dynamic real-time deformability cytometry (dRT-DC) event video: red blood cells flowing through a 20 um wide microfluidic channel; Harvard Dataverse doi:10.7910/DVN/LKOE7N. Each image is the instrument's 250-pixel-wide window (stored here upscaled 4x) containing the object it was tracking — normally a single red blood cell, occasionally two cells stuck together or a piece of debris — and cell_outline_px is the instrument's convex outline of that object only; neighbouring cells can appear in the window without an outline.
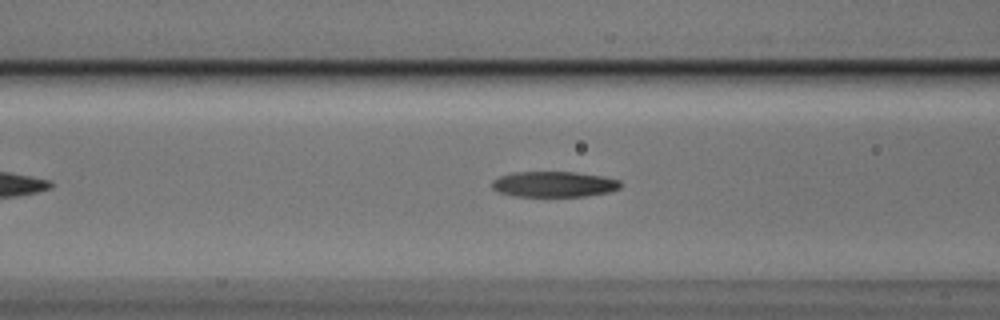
{"species": "Egyptian fruit bat (a non-hibernating species)", "species_latin": "Rousettus aegyptiacus", "temperature_condition": "cold", "stored_images_in_passage": 42, "camera_frame_rate_fps": 3000, "um_per_image_px": 0.085, "animal": {"sex": "male"}, "frame": {"image": 1, "passage_image": 12, "time_ms": 3.667, "image_size_px": [1000, 320], "cell_outline_px": [[624, 184], [620, 188], [608, 192], [584, 196], [512, 196], [496, 192], [492, 188], [492, 180], [500, 176], [516, 172], [576, 172], [604, 176], [620, 180]], "centroid_in_image_um": [47.1, 15.66], "position_along_channel_um": 119.5, "area_um2": 19.36}}
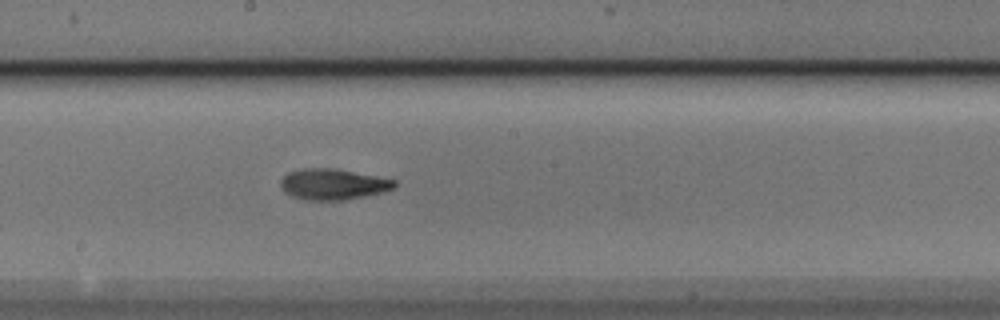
{"frame": {"image": 2, "passage_image": 20, "time_ms": 6.333, "image_size_px": [1000, 320], "cell_outline_px": [[396, 184], [392, 188], [380, 192], [364, 196], [344, 200], [304, 200], [292, 196], [284, 192], [280, 184], [280, 180], [288, 172], [304, 168], [332, 168], [396, 180]], "centroid_in_image_um": [28.24, 15.66], "position_along_channel_um": 220.0, "area_um2": 20.23}}
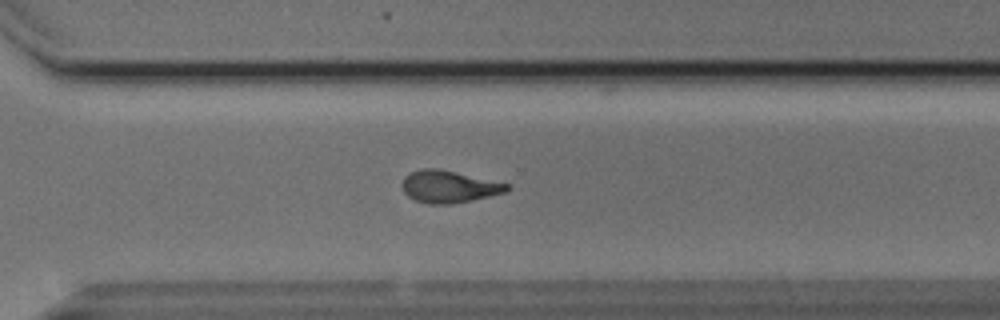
{"frame": {"image": 3, "passage_image": 29, "time_ms": 9.333, "image_size_px": [1000, 320], "cell_outline_px": [[508, 188], [504, 192], [472, 200], [452, 204], [428, 204], [416, 200], [408, 196], [404, 192], [400, 184], [404, 176], [408, 172], [420, 168], [436, 168], [508, 184]], "centroid_in_image_um": [38.04, 15.86], "position_along_channel_um": 332.6, "area_um2": 19.42}, "authors_computed_cell_mechanics": {"area_um2": 19.5364, "velocity_mm_per_s": 3.7738, "shape_relaxation_time_tau1_ms": 4.1816, "shape_relaxation_time_tau2_ms": 2.2972, "deformation_change_tau1": 0.1806, "deformation_change_tau2": 0.0973}}